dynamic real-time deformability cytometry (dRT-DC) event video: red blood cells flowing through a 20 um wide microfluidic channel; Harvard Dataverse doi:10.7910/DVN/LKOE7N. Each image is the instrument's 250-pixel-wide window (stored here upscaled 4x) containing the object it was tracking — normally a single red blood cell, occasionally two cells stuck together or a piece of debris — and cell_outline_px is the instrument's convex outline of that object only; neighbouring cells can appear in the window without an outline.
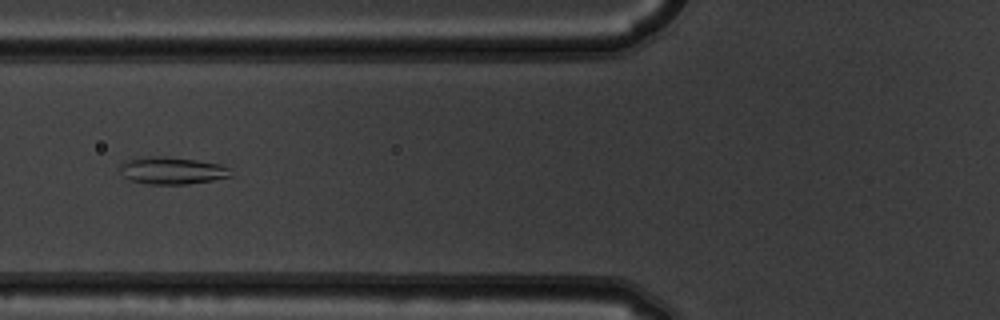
{"species": "common noctule bat (a hibernating species)", "species_latin": "Nyctalus noctula", "temperature_condition": "warm", "stored_images_in_passage": 8, "camera_frame_rate_fps": 3000, "um_per_image_px": 0.085, "animal": {"sex": "male", "body_mass_g": 19.5, "forearm_length_mm": 54.6}, "frame": {"image": 1, "passage_image": 6, "time_ms": 1.667, "image_size_px": [1000, 320], "cell_outline_px": [[232, 176], [212, 180], [188, 184], [148, 184], [128, 180], [124, 176], [120, 168], [120, 164], [124, 160], [140, 156], [164, 156], [196, 160], [220, 164], [228, 168]], "centroid_in_image_um": [14.56, 14.49], "position_along_channel_um": 111.2, "area_um2": 17.69}}